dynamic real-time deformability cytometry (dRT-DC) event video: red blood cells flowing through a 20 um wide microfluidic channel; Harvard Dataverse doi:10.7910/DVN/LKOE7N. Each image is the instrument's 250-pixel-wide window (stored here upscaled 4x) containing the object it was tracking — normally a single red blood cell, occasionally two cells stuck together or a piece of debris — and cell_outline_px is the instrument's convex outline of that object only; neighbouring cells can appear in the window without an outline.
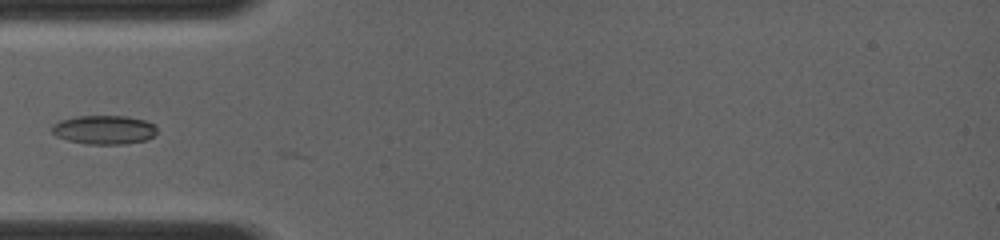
{"species": "common noctule bat (a hibernating species)", "species_latin": "Nyctalus noctula", "temperature_condition": "room temperature", "stored_images_in_passage": 2, "camera_frame_rate_fps": 4000, "um_per_image_px": 0.085, "animal": {"sex": "female", "body_mass_g": 19.0, "forearm_length_mm": 56.7}, "frame": {"image": 1, "passage_image": 1, "time_ms": 0.0, "image_size_px": [1000, 240], "cell_outline_px": [[156, 136], [144, 140], [124, 144], [84, 144], [68, 140], [56, 136], [52, 132], [52, 124], [60, 120], [76, 116], [128, 116], [144, 120], [156, 124]], "centroid_in_image_um": [8.86, 11.03], "position_along_channel_um": 76.1, "area_um2": 17.86}}